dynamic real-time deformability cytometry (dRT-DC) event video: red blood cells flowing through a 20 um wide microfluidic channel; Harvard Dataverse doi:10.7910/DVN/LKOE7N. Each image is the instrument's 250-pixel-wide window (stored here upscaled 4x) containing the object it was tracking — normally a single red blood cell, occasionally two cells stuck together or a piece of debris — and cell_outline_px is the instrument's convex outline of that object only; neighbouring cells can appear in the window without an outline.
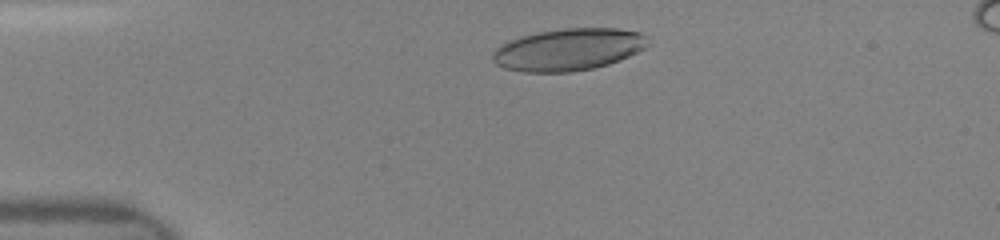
{"species": "human", "species_latin": "Homo sapiens", "temperature_condition": "room temperature", "stored_images_in_passage": 42, "camera_frame_rate_fps": 3000, "um_per_image_px": 0.085, "donor": {"sex": "female"}, "frame": {"image": 1, "passage_image": 5, "time_ms": 1.333, "image_size_px": [1000, 240], "cell_outline_px": [[648, 44], [644, 48], [620, 60], [608, 64], [592, 68], [572, 72], [524, 72], [504, 68], [496, 64], [492, 60], [492, 52], [496, 48], [520, 36], [540, 32], [564, 28], [616, 28], [640, 32], [644, 36]], "centroid_in_image_um": [48.29, 4.21], "position_along_channel_um": 36.7, "area_um2": 37.8}}
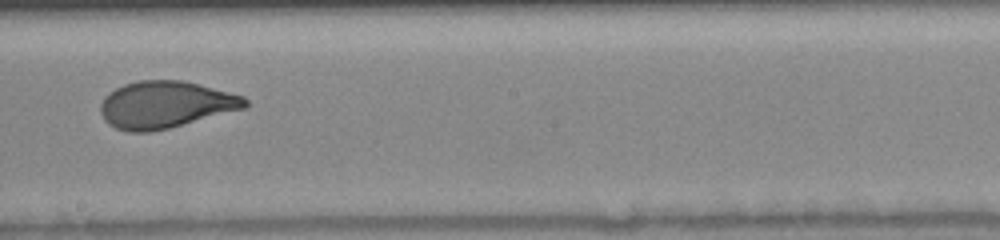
{"frame": {"image": 2, "passage_image": 22, "time_ms": 7.0, "image_size_px": [1000, 240], "cell_outline_px": [[248, 104], [244, 108], [168, 128], [148, 132], [128, 132], [116, 128], [108, 124], [104, 120], [100, 112], [100, 104], [104, 96], [116, 88], [124, 84], [140, 80], [184, 80], [244, 96], [248, 100]], "centroid_in_image_um": [14.03, 8.89], "position_along_channel_um": 234.2, "area_um2": 39.42}}
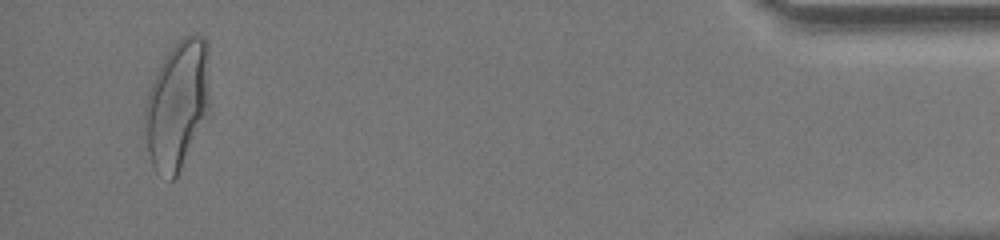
{"frame": {"image": 3, "passage_image": 40, "time_ms": 13.0, "image_size_px": [1000, 240], "cell_outline_px": [[208, 108], [180, 168], [176, 176], [172, 180], [156, 172], [152, 164], [148, 152], [144, 120], [144, 112], [148, 92], [156, 72], [160, 64], [168, 52], [184, 36], [196, 32], [204, 36], [208, 40]], "centroid_in_image_um": [15.05, 8.82], "position_along_channel_um": 420.2, "area_um2": 47.63}}